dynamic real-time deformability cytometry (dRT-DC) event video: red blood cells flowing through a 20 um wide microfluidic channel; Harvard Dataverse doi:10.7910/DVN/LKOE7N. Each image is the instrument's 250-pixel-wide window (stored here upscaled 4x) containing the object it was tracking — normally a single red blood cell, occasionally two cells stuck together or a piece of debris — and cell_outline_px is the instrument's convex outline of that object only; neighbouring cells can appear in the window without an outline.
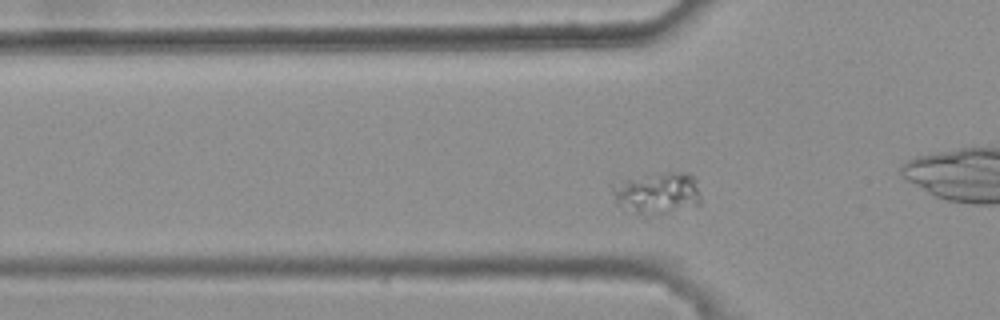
{"species": "common noctule bat (a hibernating species)", "species_latin": "Nyctalus noctula", "temperature_condition": "warm", "stored_images_in_passage": 36, "camera_frame_rate_fps": 3000, "um_per_image_px": 0.085, "animal": {"sex": "female", "body_mass_g": 25.1}, "frame": {"image": 1, "passage_image": 8, "time_ms": 2.333, "image_size_px": [1000, 320], "cell_outline_px": [[700, 204], [664, 212], [636, 212], [620, 208], [616, 204], [612, 192], [612, 184], [628, 180], [668, 172], [688, 172], [696, 180], [700, 196]], "centroid_in_image_um": [55.88, 16.39], "position_along_channel_um": 69.9, "area_um2": 20.58}}
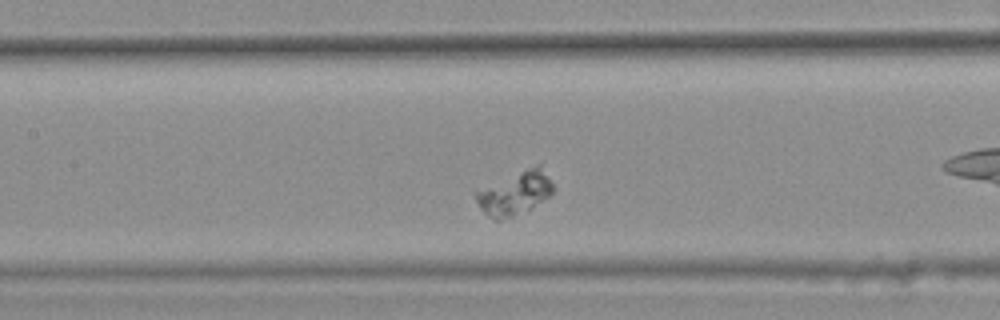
{"frame": {"image": 2, "passage_image": 16, "time_ms": 5.0, "image_size_px": [1000, 320], "cell_outline_px": [[556, 188], [548, 196], [532, 208], [512, 216], [500, 220], [492, 220], [480, 208], [472, 192], [536, 164], [540, 164]], "centroid_in_image_um": [43.76, 16.42], "position_along_channel_um": 163.6, "area_um2": 19.42}}
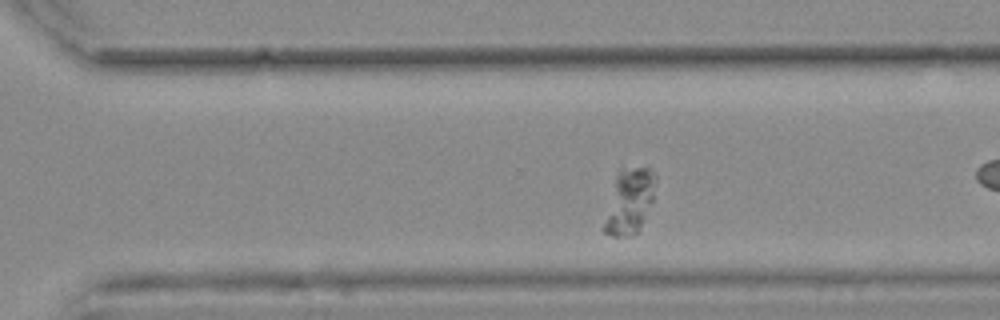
{"frame": {"image": 3, "passage_image": 29, "time_ms": 9.333, "image_size_px": [1000, 320], "cell_outline_px": [[656, 176], [652, 200], [640, 228], [632, 236], [612, 236], [604, 232], [600, 228], [616, 172], [620, 168], [648, 168]], "centroid_in_image_um": [53.42, 17.13], "position_along_channel_um": 317.2, "area_um2": 19.71}}